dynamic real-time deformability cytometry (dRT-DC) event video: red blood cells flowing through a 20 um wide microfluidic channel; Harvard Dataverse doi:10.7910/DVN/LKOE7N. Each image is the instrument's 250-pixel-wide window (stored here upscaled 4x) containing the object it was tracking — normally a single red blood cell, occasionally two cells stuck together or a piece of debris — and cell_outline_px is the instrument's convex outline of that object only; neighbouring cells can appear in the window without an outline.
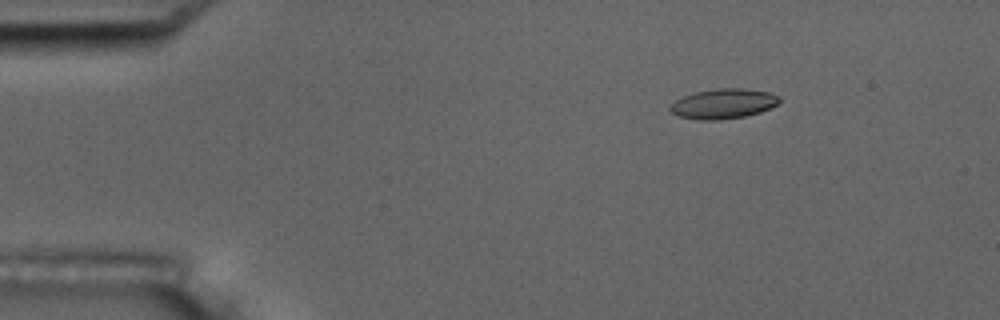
{"species": "common noctule bat (a hibernating species)", "species_latin": "Nyctalus noctula", "temperature_condition": "room temperature", "stored_images_in_passage": 56, "camera_frame_rate_fps": 3000, "um_per_image_px": 0.085, "animal": {"sex": "male", "body_mass_g": 17.5, "forearm_length_mm": 52.3}, "frame": {"image": 1, "passage_image": 8, "time_ms": 2.333, "image_size_px": [1000, 320], "cell_outline_px": [[780, 100], [776, 104], [760, 112], [744, 116], [720, 120], [696, 120], [680, 116], [672, 112], [668, 108], [676, 100], [684, 96], [696, 92], [720, 88], [744, 88], [768, 92], [780, 96]], "centroid_in_image_um": [61.48, 8.82], "position_along_channel_um": 23.5, "area_um2": 18.84}}
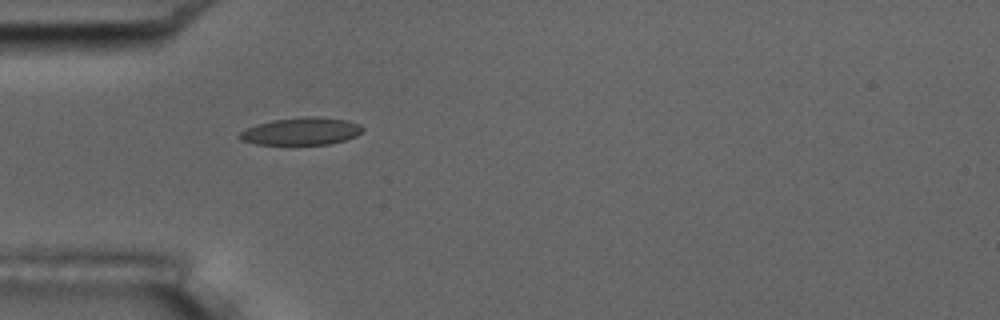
{"frame": {"image": 2, "passage_image": 17, "time_ms": 5.333, "image_size_px": [1000, 320], "cell_outline_px": [[364, 128], [356, 136], [344, 140], [328, 144], [256, 144], [240, 140], [236, 136], [244, 128], [256, 124], [272, 120], [308, 116], [316, 116], [348, 120], [360, 124]], "centroid_in_image_um": [25.57, 11.15], "position_along_channel_um": 59.4, "area_um2": 19.77}}
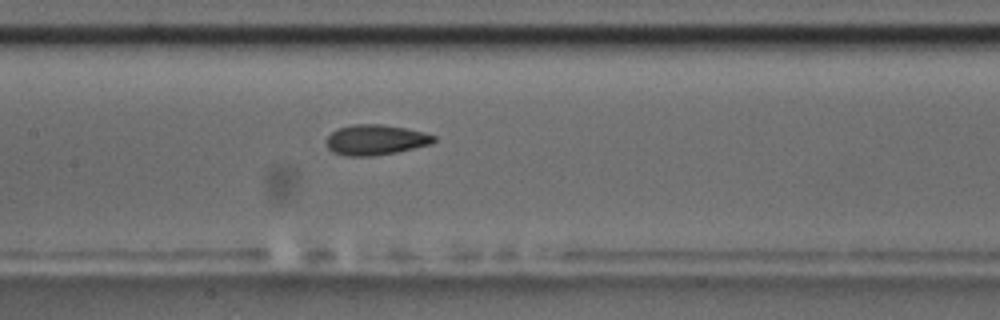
{"frame": {"image": 3, "passage_image": 27, "time_ms": 8.667, "image_size_px": [1000, 320], "cell_outline_px": [[436, 140], [432, 144], [396, 152], [372, 156], [344, 156], [332, 152], [328, 148], [328, 136], [336, 128], [352, 124], [380, 124], [404, 128], [424, 132], [436, 136]], "centroid_in_image_um": [31.93, 11.89], "position_along_channel_um": 175.5, "area_um2": 19.02}, "authors_computed_cell_mechanics": {"area_um2": 18.9006, "velocity_mm_per_s": 3.5721, "shape_relaxation_time_tau1_ms": 7.0337, "shape_relaxation_time_tau2_ms": 1.2397, "deformation_change_tau1": 0.1571, "deformation_change_tau2": 0.0627}}